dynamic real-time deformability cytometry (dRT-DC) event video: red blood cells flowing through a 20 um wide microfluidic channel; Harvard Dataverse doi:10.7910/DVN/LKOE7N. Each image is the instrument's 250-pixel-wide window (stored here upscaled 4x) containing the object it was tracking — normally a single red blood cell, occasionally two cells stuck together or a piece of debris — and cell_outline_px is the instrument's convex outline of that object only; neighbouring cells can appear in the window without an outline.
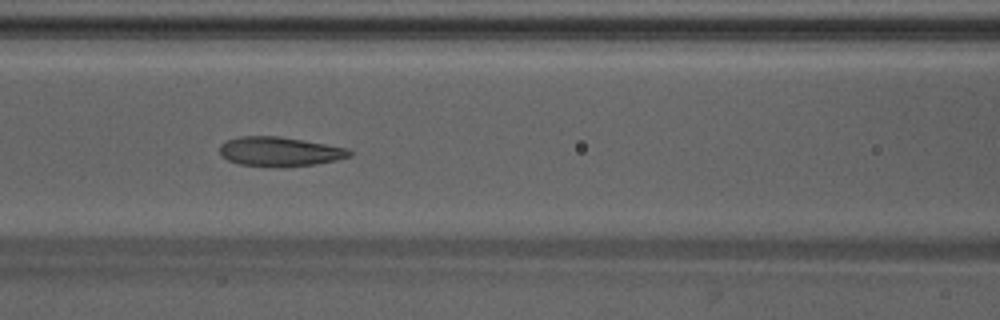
{"species": "Egyptian fruit bat (a non-hibernating species)", "species_latin": "Rousettus aegyptiacus", "temperature_condition": "warm", "stored_images_in_passage": 20, "camera_frame_rate_fps": 3000, "um_per_image_px": 0.085, "animal": {"sex": "male"}, "frame": {"image": 1, "passage_image": 9, "time_ms": 2.667, "image_size_px": [1000, 320], "cell_outline_px": [[352, 156], [336, 160], [316, 164], [280, 168], [240, 164], [228, 160], [220, 156], [220, 144], [228, 140], [240, 136], [280, 136], [304, 140], [348, 148], [352, 152]], "centroid_in_image_um": [23.78, 12.89], "position_along_channel_um": 142.8, "area_um2": 22.48}}
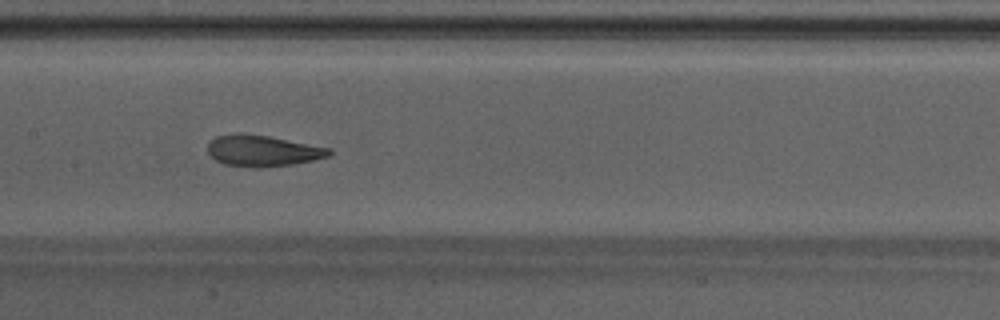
{"frame": {"image": 2, "passage_image": 12, "time_ms": 3.667, "image_size_px": [1000, 320], "cell_outline_px": [[332, 152], [328, 156], [312, 160], [292, 164], [260, 168], [256, 168], [224, 164], [216, 160], [208, 152], [208, 144], [216, 136], [240, 132], [268, 136], [332, 148]], "centroid_in_image_um": [22.32, 12.81], "position_along_channel_um": 185.1, "area_um2": 22.02}}
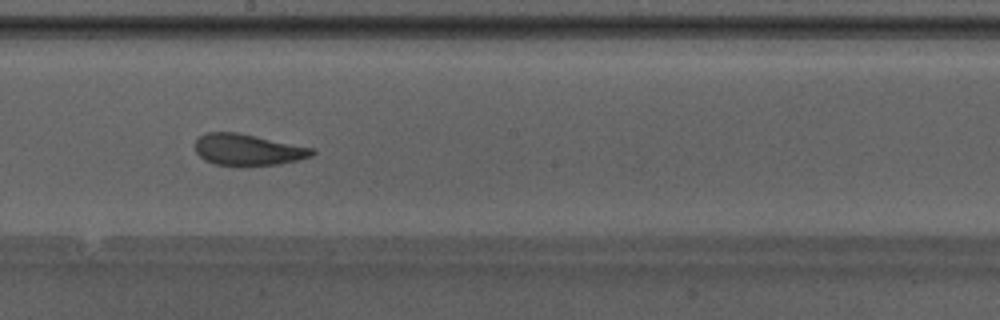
{"frame": {"image": 3, "passage_image": 15, "time_ms": 4.667, "image_size_px": [1000, 320], "cell_outline_px": [[316, 152], [312, 156], [280, 164], [216, 164], [204, 160], [196, 152], [196, 140], [204, 132], [236, 132], [256, 136], [312, 148]], "centroid_in_image_um": [21.04, 12.7], "position_along_channel_um": 227.2, "area_um2": 20.81}}